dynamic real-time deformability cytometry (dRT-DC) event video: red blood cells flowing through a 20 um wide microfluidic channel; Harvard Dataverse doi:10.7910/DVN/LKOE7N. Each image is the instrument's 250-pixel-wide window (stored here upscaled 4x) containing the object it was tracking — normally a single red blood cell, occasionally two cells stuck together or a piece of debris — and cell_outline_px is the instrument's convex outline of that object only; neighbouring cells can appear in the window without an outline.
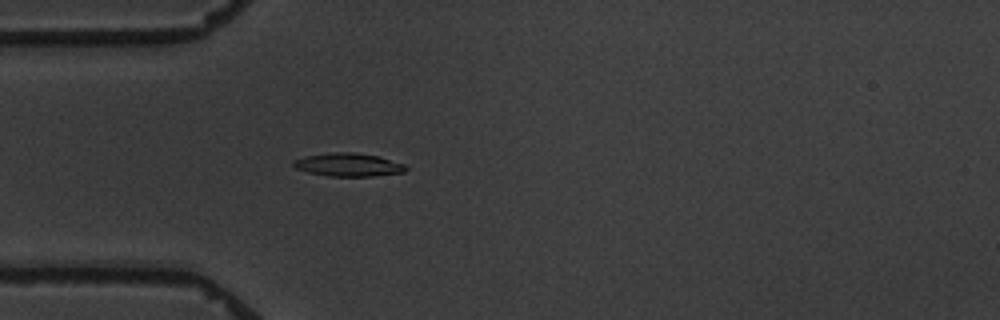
{"species": "common noctule bat (a hibernating species)", "species_latin": "Nyctalus noctula", "temperature_condition": "warm", "stored_images_in_passage": 2, "camera_frame_rate_fps": 3000, "um_per_image_px": 0.085, "animal": {"sex": "male", "body_mass_g": 19.5, "forearm_length_mm": 54.6}, "frame": {"image": 1, "passage_image": 2, "time_ms": 1.0, "image_size_px": [1000, 320], "cell_outline_px": [[408, 168], [404, 172], [372, 176], [328, 176], [308, 172], [296, 168], [292, 164], [292, 160], [304, 156], [332, 152], [352, 152], [376, 156], [404, 164]], "centroid_in_image_um": [29.56, 14.0], "position_along_channel_um": 55.4, "area_um2": 15.09}}